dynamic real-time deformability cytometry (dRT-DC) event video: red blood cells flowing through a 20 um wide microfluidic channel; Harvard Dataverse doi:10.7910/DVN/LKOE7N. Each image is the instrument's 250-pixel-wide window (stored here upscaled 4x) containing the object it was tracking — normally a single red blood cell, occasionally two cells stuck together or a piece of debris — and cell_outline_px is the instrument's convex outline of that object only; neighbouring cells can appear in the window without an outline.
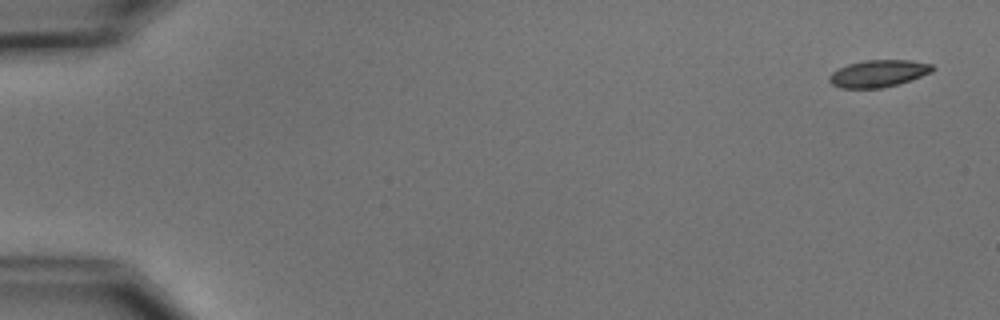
{"species": "common noctule bat (a hibernating species)", "species_latin": "Nyctalus noctula", "temperature_condition": "cold", "stored_images_in_passage": 6, "camera_frame_rate_fps": 3000, "um_per_image_px": 0.085, "animal": {"sex": "male", "body_mass_g": 15.6}, "frame": {"image": 1, "passage_image": 1, "time_ms": 0.0, "image_size_px": [1000, 320], "cell_outline_px": [[936, 68], [932, 72], [896, 84], [880, 88], [840, 88], [832, 84], [828, 80], [828, 76], [832, 72], [848, 64], [864, 60], [908, 60], [932, 64]], "centroid_in_image_um": [74.64, 6.24], "position_along_channel_um": 10.4, "area_um2": 16.13}}
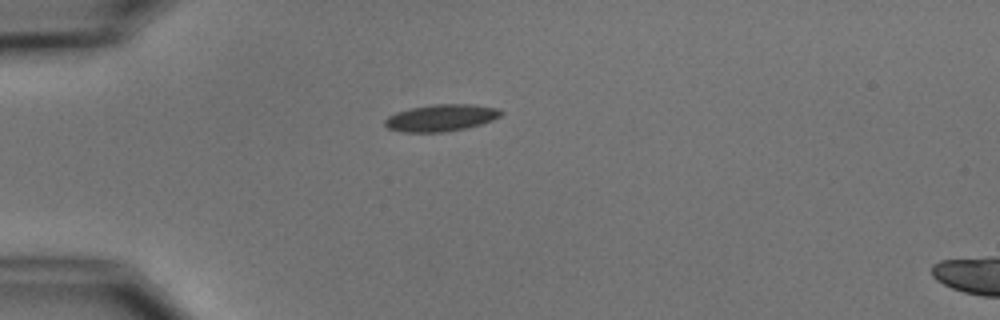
{"frame": {"image": 2, "passage_image": 4, "time_ms": 4.333, "image_size_px": [1000, 320], "cell_outline_px": [[504, 112], [500, 116], [492, 120], [480, 124], [464, 128], [444, 132], [400, 132], [388, 128], [384, 124], [384, 120], [388, 116], [396, 112], [412, 108], [432, 104], [472, 104], [496, 108]], "centroid_in_image_um": [37.46, 10.01], "position_along_channel_um": 47.5, "area_um2": 18.09}}